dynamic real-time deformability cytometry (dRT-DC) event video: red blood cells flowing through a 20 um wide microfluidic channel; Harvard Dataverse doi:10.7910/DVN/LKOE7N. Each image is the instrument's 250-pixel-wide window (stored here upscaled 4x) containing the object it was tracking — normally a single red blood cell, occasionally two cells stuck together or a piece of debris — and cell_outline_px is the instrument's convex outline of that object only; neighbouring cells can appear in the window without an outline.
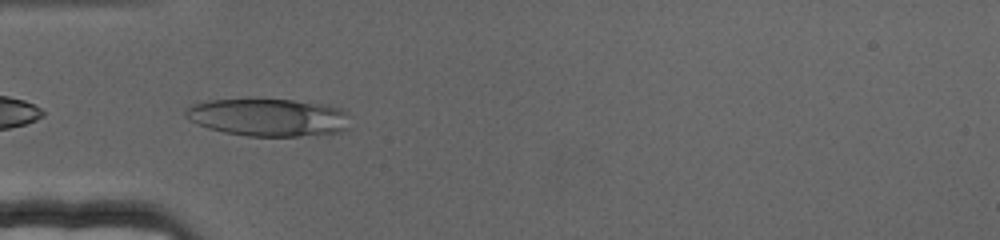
{"species": "human", "species_latin": "Homo sapiens", "temperature_condition": "cold", "stored_images_in_passage": 50, "camera_frame_rate_fps": 3000, "um_per_image_px": 0.085, "donor": {"sex": "female"}, "frame": {"image": 1, "passage_image": 3, "time_ms": 0.667, "image_size_px": [1000, 240], "cell_outline_px": [[348, 128], [340, 132], [300, 136], [248, 136], [224, 132], [208, 128], [196, 124], [188, 120], [184, 116], [184, 108], [192, 104], [208, 100], [256, 96], [328, 104], [340, 108], [348, 112]], "centroid_in_image_um": [22.75, 9.93], "position_along_channel_um": 62.3, "area_um2": 37.51}}
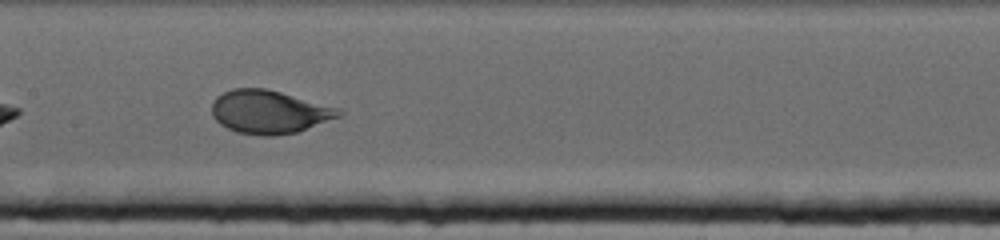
{"frame": {"image": 2, "passage_image": 16, "time_ms": 5.0, "image_size_px": [1000, 240], "cell_outline_px": [[344, 112], [340, 116], [296, 132], [276, 136], [264, 136], [236, 132], [220, 124], [212, 116], [212, 100], [216, 96], [232, 88], [268, 88], [340, 108]], "centroid_in_image_um": [22.86, 9.5], "position_along_channel_um": 184.5, "area_um2": 32.19}}
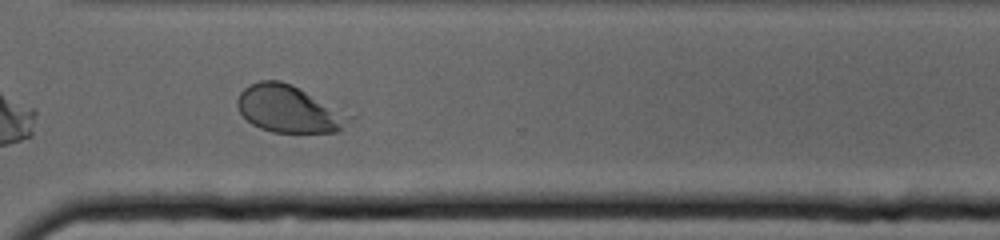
{"frame": {"image": 3, "passage_image": 33, "time_ms": 10.667, "image_size_px": [1000, 240], "cell_outline_px": [[356, 116], [336, 132], [272, 132], [260, 128], [252, 124], [240, 112], [236, 104], [236, 100], [240, 92], [248, 84], [260, 80], [280, 80]], "centroid_in_image_um": [24.54, 9.27], "position_along_channel_um": 346.1, "area_um2": 30.52}}